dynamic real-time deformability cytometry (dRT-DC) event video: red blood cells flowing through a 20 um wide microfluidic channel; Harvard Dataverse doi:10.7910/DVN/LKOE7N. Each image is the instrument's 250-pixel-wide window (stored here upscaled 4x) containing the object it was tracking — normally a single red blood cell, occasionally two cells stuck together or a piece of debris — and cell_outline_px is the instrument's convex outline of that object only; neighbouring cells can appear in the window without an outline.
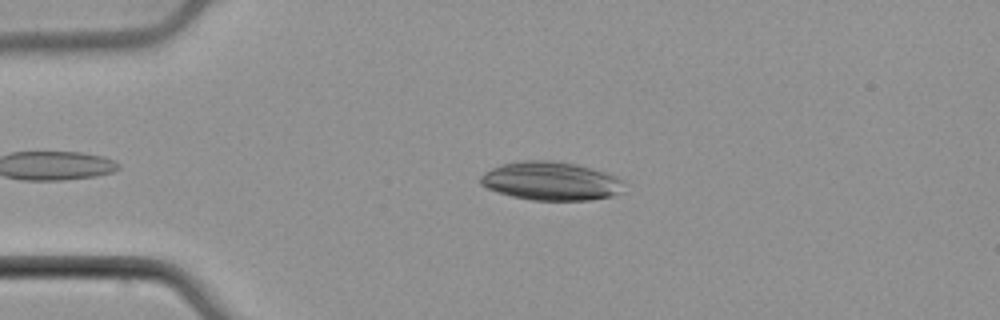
{"species": "common noctule bat (a hibernating species)", "species_latin": "Nyctalus noctula", "temperature_condition": "cold", "stored_images_in_passage": 45, "camera_frame_rate_fps": 3000, "um_per_image_px": 0.085, "animal": {"sex": "male", "body_mass_g": 21.5, "forearm_length_mm": 52.0}, "frame": {"image": 1, "passage_image": 10, "time_ms": 3.0, "image_size_px": [1000, 320], "cell_outline_px": [[624, 180], [620, 192], [612, 196], [592, 200], [532, 200], [512, 196], [488, 188], [480, 184], [480, 176], [484, 172], [500, 164], [520, 160], [552, 160], [576, 164], [592, 168], [616, 176]], "centroid_in_image_um": [46.82, 15.38], "position_along_channel_um": 38.2, "area_um2": 32.31}}
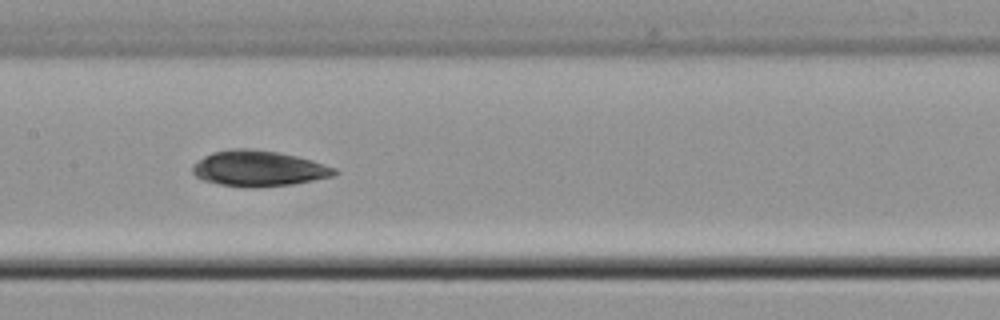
{"frame": {"image": 2, "passage_image": 24, "time_ms": 7.667, "image_size_px": [1000, 320], "cell_outline_px": [[340, 172], [336, 176], [292, 184], [256, 188], [252, 188], [220, 184], [200, 180], [192, 172], [192, 164], [196, 160], [212, 152], [232, 148], [248, 148], [280, 152], [312, 160], [336, 168]], "centroid_in_image_um": [21.98, 14.32], "position_along_channel_um": 185.4, "area_um2": 29.94}}
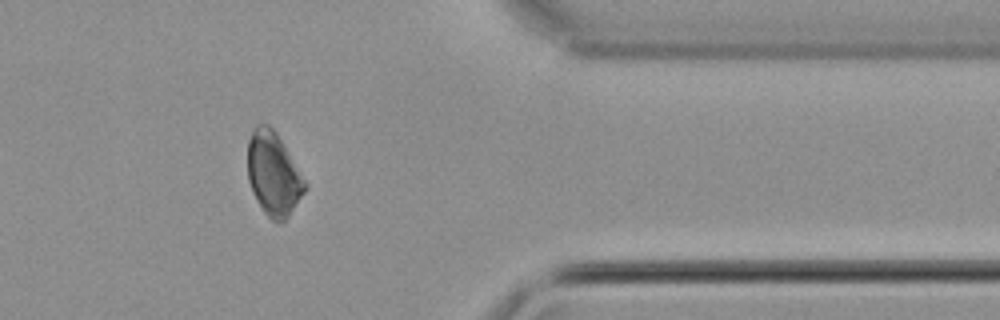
{"frame": {"image": 3, "passage_image": 41, "time_ms": 13.333, "image_size_px": [1000, 320], "cell_outline_px": [[308, 188], [288, 216], [284, 220], [276, 224], [264, 212], [256, 200], [252, 192], [248, 180], [248, 140], [252, 128], [256, 124], [268, 124], [276, 132], [308, 184]], "centroid_in_image_um": [23.24, 14.78], "position_along_channel_um": 388.2, "area_um2": 27.98}, "authors_computed_cell_mechanics": {"area_um2": 29.5358, "velocity_mm_per_s": 3.9028, "shape_relaxation_time_tau1_ms": 7.1235, "shape_relaxation_time_tau2_ms": 3.9917, "deformation_change_tau1": 0.1569, "deformation_change_tau2": 0.0811}}